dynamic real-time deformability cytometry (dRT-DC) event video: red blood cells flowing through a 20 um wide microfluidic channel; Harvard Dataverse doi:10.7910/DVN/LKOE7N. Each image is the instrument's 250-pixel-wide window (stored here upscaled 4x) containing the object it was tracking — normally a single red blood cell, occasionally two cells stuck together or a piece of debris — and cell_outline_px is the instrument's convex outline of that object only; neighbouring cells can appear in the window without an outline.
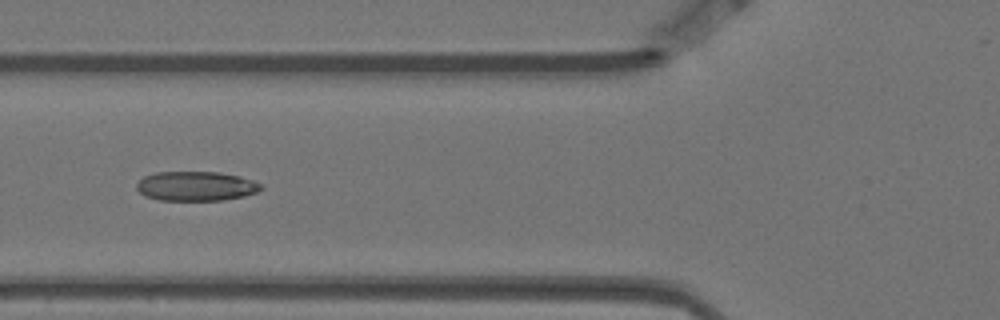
{"species": "Egyptian fruit bat (a non-hibernating species)", "species_latin": "Rousettus aegyptiacus", "temperature_condition": "warm", "stored_images_in_passage": 14, "camera_frame_rate_fps": 3000, "um_per_image_px": 0.085, "animal": {"sex": "female"}, "frame": {"image": 1, "passage_image": 5, "time_ms": 1.333, "image_size_px": [1000, 320], "cell_outline_px": [[264, 188], [256, 192], [244, 196], [224, 200], [160, 200], [144, 196], [136, 188], [136, 184], [144, 176], [156, 172], [220, 172], [240, 176], [252, 180], [260, 184]], "centroid_in_image_um": [16.66, 15.82], "position_along_channel_um": 109.1, "area_um2": 21.39}}
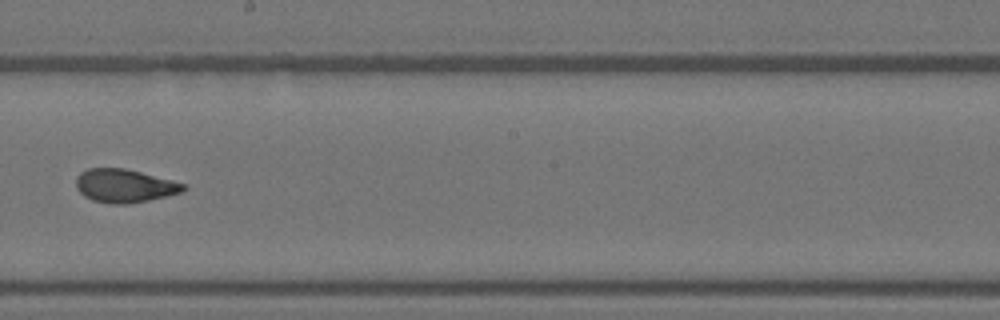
{"frame": {"image": 2, "passage_image": 8, "time_ms": 2.333, "image_size_px": [1000, 320], "cell_outline_px": [[188, 188], [180, 192], [148, 200], [128, 204], [112, 204], [92, 200], [84, 196], [76, 188], [76, 176], [80, 172], [88, 168], [124, 168], [140, 172], [184, 184]], "centroid_in_image_um": [10.52, 15.79], "position_along_channel_um": 237.7, "area_um2": 20.63}}
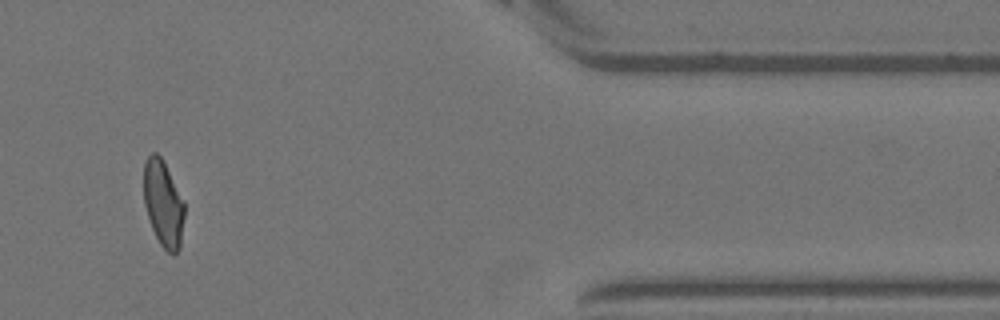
{"frame": {"image": 3, "passage_image": 12, "time_ms": 3.667, "image_size_px": [1000, 320], "cell_outline_px": [[184, 216], [180, 248], [172, 256], [160, 244], [152, 228], [144, 204], [144, 164], [148, 156], [152, 152], [156, 152], [160, 156], [184, 204]], "centroid_in_image_um": [13.86, 17.35], "position_along_channel_um": 397.5, "area_um2": 19.94}}